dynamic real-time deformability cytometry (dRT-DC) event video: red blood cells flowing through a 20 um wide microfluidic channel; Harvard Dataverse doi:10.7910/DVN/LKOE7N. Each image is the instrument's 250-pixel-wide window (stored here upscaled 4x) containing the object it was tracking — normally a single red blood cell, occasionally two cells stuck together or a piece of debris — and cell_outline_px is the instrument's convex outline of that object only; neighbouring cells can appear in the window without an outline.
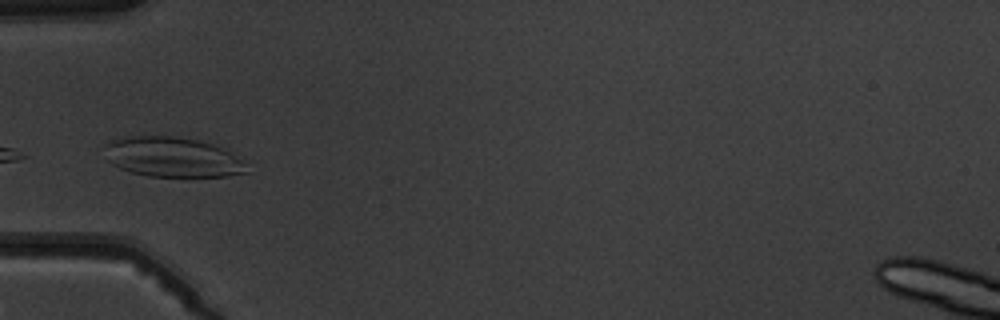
{"species": "common noctule bat (a hibernating species)", "species_latin": "Nyctalus noctula", "temperature_condition": "warm", "stored_images_in_passage": 5, "camera_frame_rate_fps": 3000, "um_per_image_px": 0.085, "animal": {"sex": "male", "body_mass_g": 19.5, "forearm_length_mm": 54.6}, "frame": {"image": 1, "passage_image": 5, "time_ms": 4.333, "image_size_px": [1000, 320], "cell_outline_px": [[248, 172], [228, 176], [148, 176], [132, 172], [120, 168], [112, 164], [108, 160], [104, 144], [112, 140], [132, 136], [176, 136], [196, 140], [228, 148], [240, 160]], "centroid_in_image_um": [14.65, 13.35], "position_along_channel_um": 70.3, "area_um2": 32.83}}